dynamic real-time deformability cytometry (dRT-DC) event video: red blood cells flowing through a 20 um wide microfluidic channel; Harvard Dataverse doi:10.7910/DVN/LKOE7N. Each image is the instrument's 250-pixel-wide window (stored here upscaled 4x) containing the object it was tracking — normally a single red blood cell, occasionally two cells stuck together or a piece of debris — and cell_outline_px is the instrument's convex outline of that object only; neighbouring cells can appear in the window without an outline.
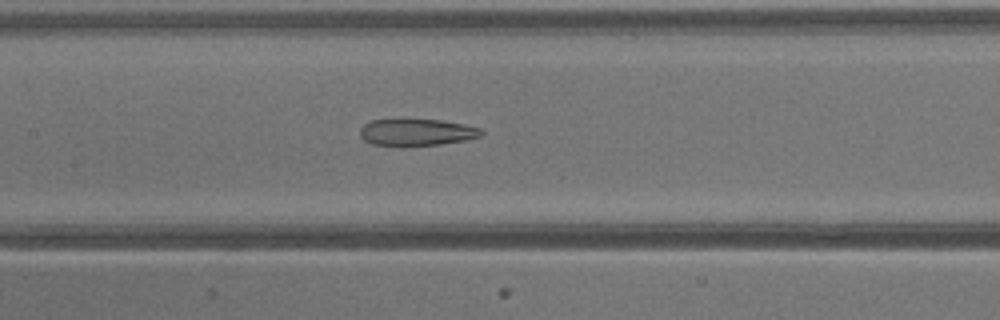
{"species": "common noctule bat (a hibernating species)", "species_latin": "Nyctalus noctula", "temperature_condition": "warm", "stored_images_in_passage": 36, "camera_frame_rate_fps": 3000, "um_per_image_px": 0.085, "animal": {"sex": "male", "body_mass_g": 13.3}, "frame": {"image": 1, "passage_image": 19, "time_ms": 6.0, "image_size_px": [1000, 320], "cell_outline_px": [[484, 132], [480, 136], [464, 140], [440, 144], [372, 144], [364, 140], [360, 136], [360, 128], [364, 124], [372, 120], [440, 120], [464, 124], [480, 128]], "centroid_in_image_um": [35.43, 11.22], "position_along_channel_um": 172.0, "area_um2": 18.26}}
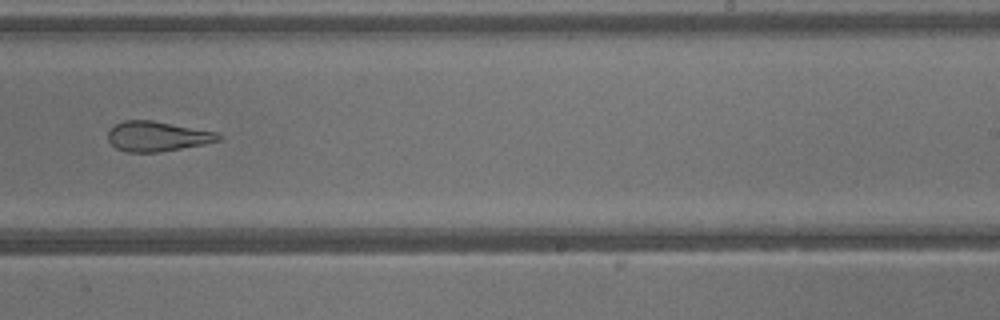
{"frame": {"image": 2, "passage_image": 25, "time_ms": 8.0, "image_size_px": [1000, 320], "cell_outline_px": [[224, 140], [204, 144], [160, 152], [128, 152], [116, 148], [108, 140], [108, 128], [124, 120], [152, 120], [216, 132], [224, 136]], "centroid_in_image_um": [13.38, 11.59], "position_along_channel_um": 275.6, "area_um2": 19.42}}
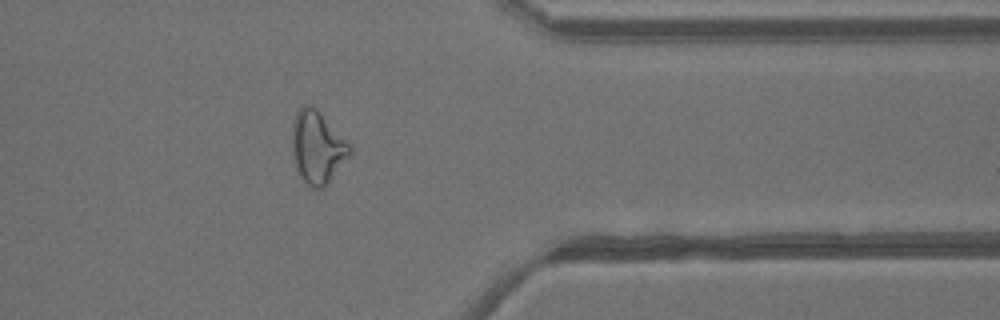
{"frame": {"image": 3, "passage_image": 32, "time_ms": 10.333, "image_size_px": [1000, 320], "cell_outline_px": [[352, 152], [328, 184], [324, 188], [312, 188], [300, 176], [296, 168], [292, 152], [292, 128], [296, 112], [304, 104], [308, 104], [316, 108], [352, 148]], "centroid_in_image_um": [26.96, 12.54], "position_along_channel_um": 384.4, "area_um2": 24.04}}